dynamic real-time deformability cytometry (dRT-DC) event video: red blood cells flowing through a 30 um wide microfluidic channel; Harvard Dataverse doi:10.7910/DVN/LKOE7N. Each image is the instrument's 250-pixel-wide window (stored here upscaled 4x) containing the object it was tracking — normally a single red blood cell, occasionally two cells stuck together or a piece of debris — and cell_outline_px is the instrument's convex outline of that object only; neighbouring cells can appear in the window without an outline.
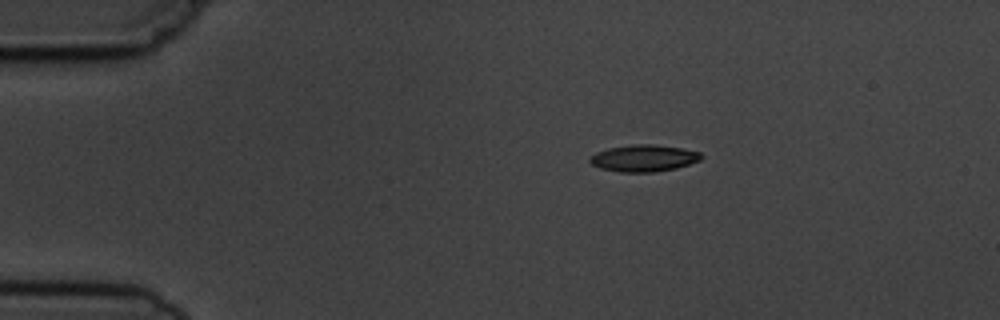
{"species": "common noctule bat (a hibernating species)", "species_latin": "Nyctalus noctula", "temperature_condition": "cold", "stored_images_in_passage": 2, "camera_frame_rate_fps": 3000, "um_per_image_px": 0.085, "animal": {"sex": "male", "body_mass_g": 19.5, "forearm_length_mm": 54.6}, "frame": {"image": 1, "passage_image": 1, "time_ms": 0.0, "image_size_px": [1000, 320], "cell_outline_px": [[704, 156], [700, 160], [676, 168], [656, 172], [620, 172], [600, 168], [592, 164], [588, 160], [596, 152], [608, 148], [632, 144], [656, 144], [684, 148], [700, 152]], "centroid_in_image_um": [54.74, 13.43], "position_along_channel_um": 30.3, "area_um2": 17.51}}